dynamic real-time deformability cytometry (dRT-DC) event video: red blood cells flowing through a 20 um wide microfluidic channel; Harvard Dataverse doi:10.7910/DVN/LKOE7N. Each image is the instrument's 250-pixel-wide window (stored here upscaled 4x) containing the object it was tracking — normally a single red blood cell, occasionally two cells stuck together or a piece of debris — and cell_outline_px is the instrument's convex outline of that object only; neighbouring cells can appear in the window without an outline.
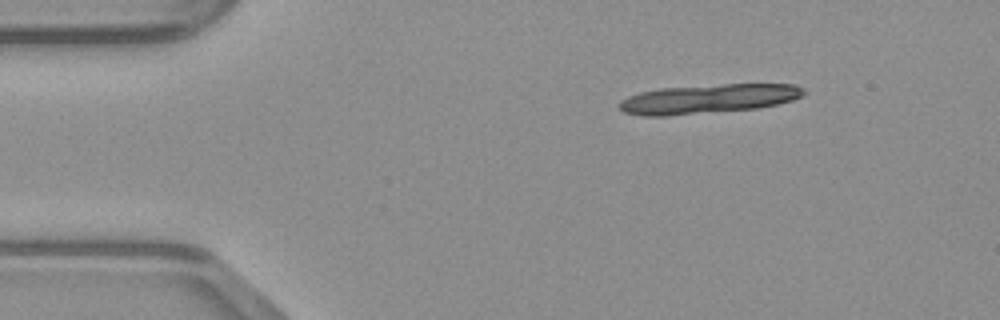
{"species": "common noctule bat (a hibernating species)", "species_latin": "Nyctalus noctula", "temperature_condition": "warm", "stored_images_in_passage": 12, "camera_frame_rate_fps": 3000, "um_per_image_px": 0.085, "animal": {"sex": "male", "body_mass_g": 23.1, "forearm_length_mm": 52.7}, "frame": {"image": 1, "passage_image": 1, "time_ms": 0.0, "image_size_px": [1000, 320], "cell_outline_px": [[804, 92], [800, 96], [792, 100], [776, 104], [756, 108], [668, 116], [644, 116], [624, 112], [616, 104], [620, 100], [628, 96], [640, 92], [660, 88], [724, 84], [796, 84], [804, 88]], "centroid_in_image_um": [60.15, 8.4], "position_along_channel_um": 24.9, "area_um2": 31.33}}